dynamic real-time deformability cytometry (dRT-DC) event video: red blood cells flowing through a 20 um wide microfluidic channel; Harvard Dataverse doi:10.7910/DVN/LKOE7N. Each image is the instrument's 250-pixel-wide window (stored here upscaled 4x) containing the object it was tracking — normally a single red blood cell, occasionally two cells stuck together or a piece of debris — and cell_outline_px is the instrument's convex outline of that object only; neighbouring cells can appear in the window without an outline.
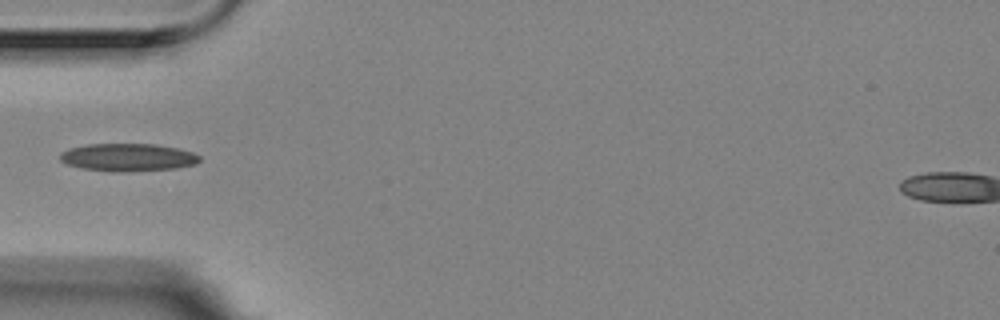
{"species": "Egyptian fruit bat (a non-hibernating species)", "species_latin": "Rousettus aegyptiacus", "temperature_condition": "room temperature", "stored_images_in_passage": 13, "camera_frame_rate_fps": 3000, "um_per_image_px": 0.085, "animal": {"sex": "female"}, "frame": {"image": 1, "passage_image": 3, "time_ms": 0.667, "image_size_px": [1000, 320], "cell_outline_px": [[200, 160], [196, 164], [176, 168], [124, 172], [116, 172], [80, 168], [68, 164], [60, 160], [60, 152], [68, 148], [88, 144], [156, 144], [176, 148], [192, 152], [200, 156]], "centroid_in_image_um": [10.85, 13.37], "position_along_channel_um": 74.1, "area_um2": 22.6}}
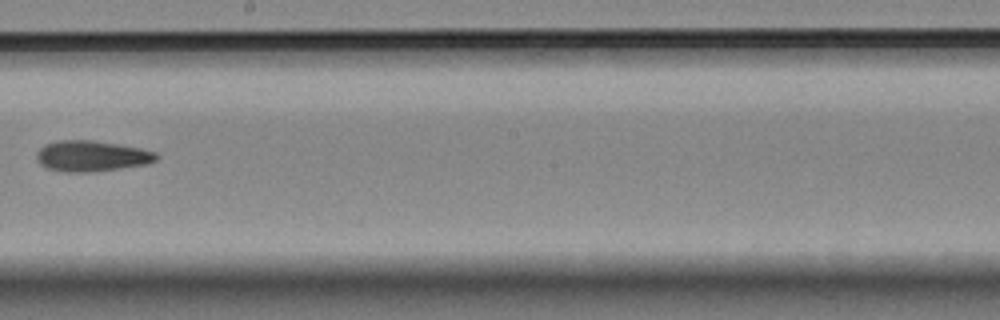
{"frame": {"image": 2, "passage_image": 7, "time_ms": 2.0, "image_size_px": [1000, 320], "cell_outline_px": [[160, 156], [156, 160], [148, 164], [120, 168], [88, 172], [68, 172], [48, 168], [40, 164], [36, 160], [36, 152], [44, 144], [56, 140], [92, 140], [140, 148], [156, 152]], "centroid_in_image_um": [7.77, 13.25], "position_along_channel_um": 240.4, "area_um2": 21.5}}
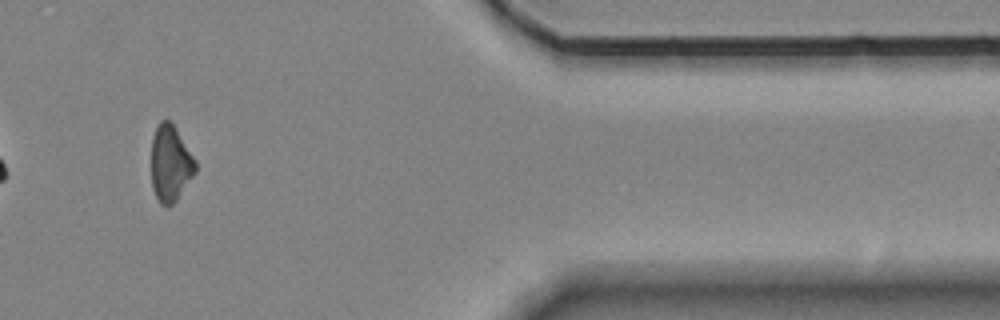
{"frame": {"image": 3, "passage_image": 11, "time_ms": 3.333, "image_size_px": [1000, 320], "cell_outline_px": [[196, 172], [176, 200], [168, 208], [160, 204], [152, 188], [152, 136], [156, 124], [160, 120], [168, 120], [176, 128], [196, 160]], "centroid_in_image_um": [14.48, 13.89], "position_along_channel_um": 396.9, "area_um2": 19.71}}